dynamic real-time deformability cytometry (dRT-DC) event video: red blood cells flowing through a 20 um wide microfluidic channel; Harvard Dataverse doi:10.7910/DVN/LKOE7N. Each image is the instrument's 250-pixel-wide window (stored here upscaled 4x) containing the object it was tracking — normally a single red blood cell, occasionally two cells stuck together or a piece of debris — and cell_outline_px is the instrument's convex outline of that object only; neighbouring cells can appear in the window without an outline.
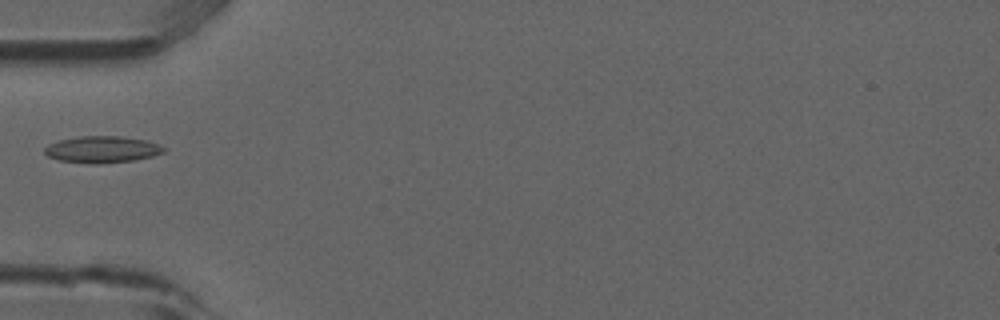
{"species": "common noctule bat (a hibernating species)", "species_latin": "Nyctalus noctula", "temperature_condition": "room temperature", "stored_images_in_passage": 5, "camera_frame_rate_fps": 3000, "um_per_image_px": 0.085, "animal": {"sex": "male", "forearm_length_mm": 52.5}, "frame": {"image": 1, "passage_image": 5, "time_ms": 1.333, "image_size_px": [1000, 320], "cell_outline_px": [[164, 152], [152, 156], [136, 160], [100, 164], [92, 164], [60, 160], [48, 156], [44, 152], [44, 148], [48, 144], [60, 140], [80, 136], [120, 136], [144, 140], [156, 144], [164, 148]], "centroid_in_image_um": [8.65, 12.71], "position_along_channel_um": 76.4, "area_um2": 18.38}}